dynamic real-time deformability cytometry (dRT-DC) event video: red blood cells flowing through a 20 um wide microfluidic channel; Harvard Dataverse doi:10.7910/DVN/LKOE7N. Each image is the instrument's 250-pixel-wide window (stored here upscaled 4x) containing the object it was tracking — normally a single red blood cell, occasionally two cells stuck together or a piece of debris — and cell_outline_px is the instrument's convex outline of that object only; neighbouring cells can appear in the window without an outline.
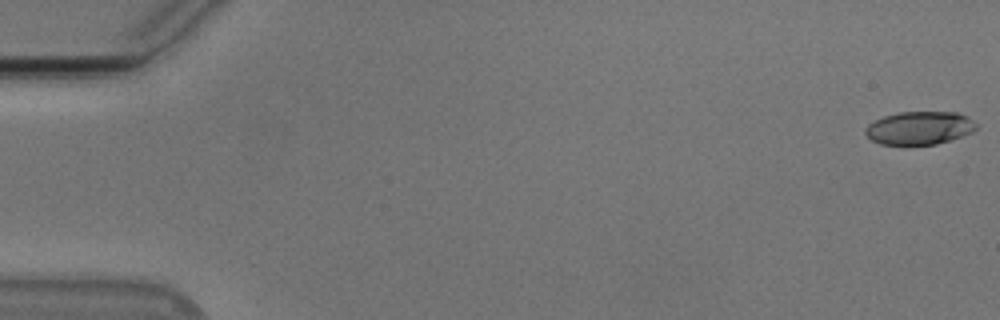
{"species": "Egyptian fruit bat (a non-hibernating species)", "species_latin": "Rousettus aegyptiacus", "temperature_condition": "cold", "stored_images_in_passage": 9, "camera_frame_rate_fps": 3000, "um_per_image_px": 0.085, "animal": {"sex": "male"}, "frame": {"image": 1, "passage_image": 1, "time_ms": 0.0, "image_size_px": [1000, 320], "cell_outline_px": [[976, 128], [972, 132], [936, 144], [880, 144], [872, 140], [864, 132], [864, 128], [868, 124], [884, 116], [900, 112], [956, 112], [968, 116], [976, 124]], "centroid_in_image_um": [78.14, 10.87], "position_along_channel_um": 6.9, "area_um2": 21.15}}